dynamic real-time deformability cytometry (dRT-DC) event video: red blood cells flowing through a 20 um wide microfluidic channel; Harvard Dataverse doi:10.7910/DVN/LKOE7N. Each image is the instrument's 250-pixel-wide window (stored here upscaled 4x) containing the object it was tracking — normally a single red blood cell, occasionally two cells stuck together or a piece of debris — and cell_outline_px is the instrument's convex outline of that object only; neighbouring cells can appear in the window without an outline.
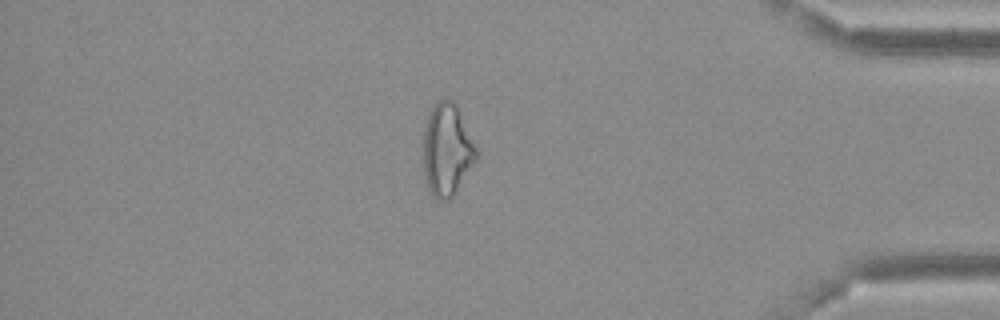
{"species": "Egyptian fruit bat (a non-hibernating species)", "species_latin": "Rousettus aegyptiacus", "temperature_condition": "cold", "stored_images_in_passage": 55, "camera_frame_rate_fps": 3000, "um_per_image_px": 0.085, "frame": {"image": 1, "passage_image": 47, "time_ms": 15.333, "image_size_px": [1000, 320], "cell_outline_px": [[476, 160], [452, 196], [448, 200], [440, 200], [432, 196], [428, 188], [424, 176], [424, 128], [428, 112], [436, 100], [444, 96], [448, 96], [456, 104], [476, 148]], "centroid_in_image_um": [37.95, 12.67], "position_along_channel_um": 397.2, "area_um2": 28.38}, "authors_computed_cell_mechanics": {"area_um2": 28.9578, "velocity_mm_per_s": 3.6732, "shape_relaxation_time_tau1_ms": null, "shape_relaxation_time_tau2_ms": 3.2628, "deformation_change_tau1": null, "deformation_change_tau2": 0.1447}}